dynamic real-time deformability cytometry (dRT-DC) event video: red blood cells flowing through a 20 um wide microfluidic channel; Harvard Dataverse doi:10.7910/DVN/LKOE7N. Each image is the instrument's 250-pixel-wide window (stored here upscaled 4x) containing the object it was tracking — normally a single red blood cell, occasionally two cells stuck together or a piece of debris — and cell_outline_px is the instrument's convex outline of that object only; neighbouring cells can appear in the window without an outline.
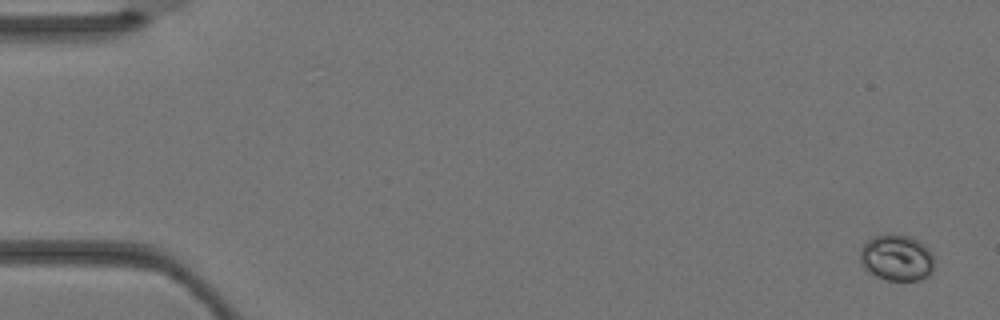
{"species": "Egyptian fruit bat (a non-hibernating species)", "species_latin": "Rousettus aegyptiacus", "temperature_condition": "warm", "stored_images_in_passage": 4, "camera_frame_rate_fps": 3000, "um_per_image_px": 0.085, "animal": {"sex": "female"}, "frame": {"image": 1, "passage_image": 1, "time_ms": 0.0, "image_size_px": [1000, 320], "cell_outline_px": [[932, 272], [928, 276], [920, 280], [888, 280], [876, 276], [868, 272], [860, 264], [860, 248], [872, 236], [912, 236], [924, 244], [932, 252]], "centroid_in_image_um": [76.2, 21.93], "position_along_channel_um": 8.8, "area_um2": 19.83}}
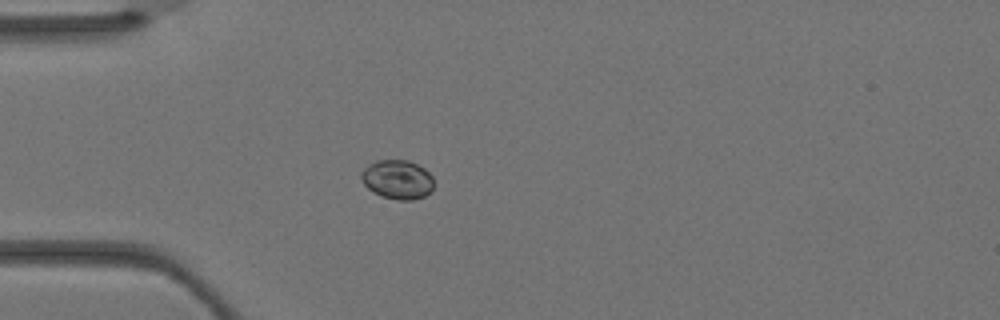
{"frame": {"image": 2, "passage_image": 4, "time_ms": 1.0, "image_size_px": [1000, 320], "cell_outline_px": [[432, 192], [424, 196], [412, 200], [400, 200], [380, 196], [372, 192], [364, 184], [360, 176], [360, 172], [368, 164], [376, 160], [408, 160], [424, 168], [432, 176]], "centroid_in_image_um": [33.76, 15.26], "position_along_channel_um": 51.2, "area_um2": 16.65}}